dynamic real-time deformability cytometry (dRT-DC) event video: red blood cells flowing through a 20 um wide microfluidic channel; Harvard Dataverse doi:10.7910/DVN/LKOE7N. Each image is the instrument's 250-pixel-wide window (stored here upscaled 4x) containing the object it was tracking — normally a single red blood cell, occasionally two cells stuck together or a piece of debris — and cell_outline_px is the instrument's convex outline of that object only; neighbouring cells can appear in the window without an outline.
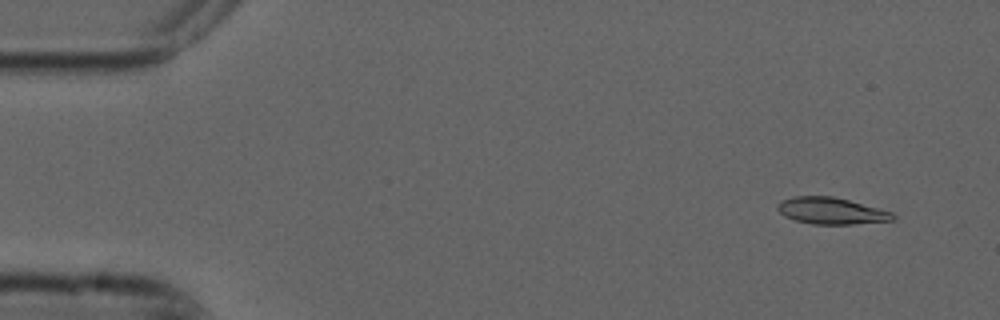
{"species": "common noctule bat (a hibernating species)", "species_latin": "Nyctalus noctula", "temperature_condition": "cold", "stored_images_in_passage": 54, "camera_frame_rate_fps": 3000, "um_per_image_px": 0.085, "animal": {"sex": "male", "forearm_length_mm": 52.5}, "frame": {"image": 1, "passage_image": 4, "time_ms": 1.0, "image_size_px": [1000, 320], "cell_outline_px": [[896, 220], [852, 224], [812, 224], [796, 220], [784, 216], [776, 208], [776, 204], [792, 196], [832, 196], [848, 200], [892, 212], [896, 216]], "centroid_in_image_um": [70.65, 17.92], "position_along_channel_um": 14.4, "area_um2": 17.8}}
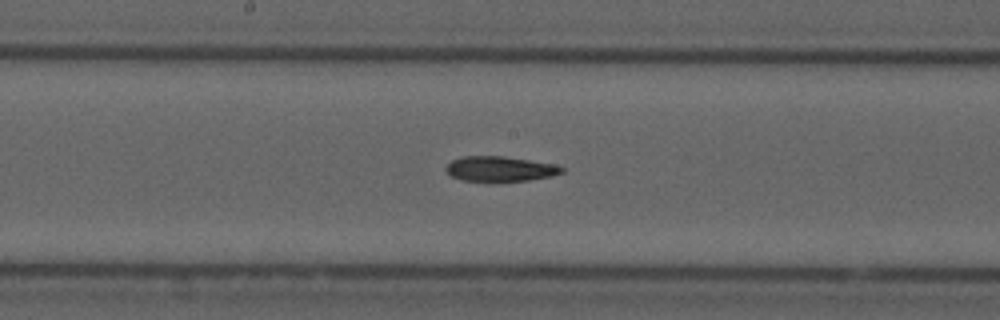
{"frame": {"image": 2, "passage_image": 28, "time_ms": 9.0, "image_size_px": [1000, 320], "cell_outline_px": [[564, 172], [552, 176], [528, 180], [492, 184], [460, 180], [452, 176], [444, 168], [452, 160], [460, 156], [504, 156], [552, 164], [564, 168]], "centroid_in_image_um": [42.45, 14.4], "position_along_channel_um": 205.8, "area_um2": 17.51}}
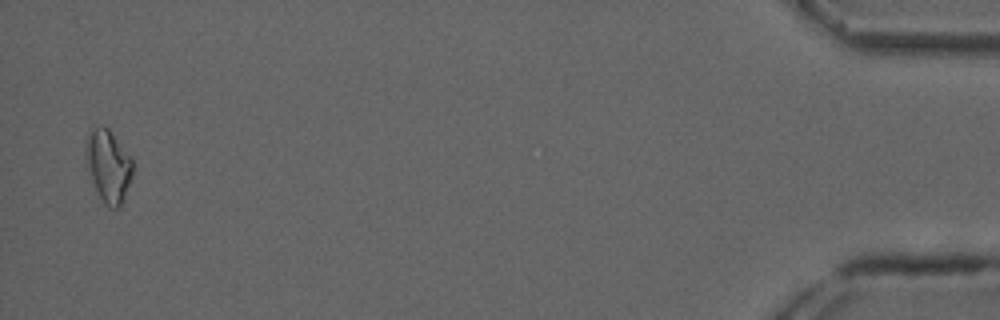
{"frame": {"image": 3, "passage_image": 53, "time_ms": 17.333, "image_size_px": [1000, 320], "cell_outline_px": [[132, 176], [120, 208], [108, 208], [104, 204], [92, 180], [88, 168], [84, 152], [84, 144], [92, 128], [108, 128], [132, 156]], "centroid_in_image_um": [9.21, 14.11], "position_along_channel_um": 426.0, "area_um2": 19.65}}